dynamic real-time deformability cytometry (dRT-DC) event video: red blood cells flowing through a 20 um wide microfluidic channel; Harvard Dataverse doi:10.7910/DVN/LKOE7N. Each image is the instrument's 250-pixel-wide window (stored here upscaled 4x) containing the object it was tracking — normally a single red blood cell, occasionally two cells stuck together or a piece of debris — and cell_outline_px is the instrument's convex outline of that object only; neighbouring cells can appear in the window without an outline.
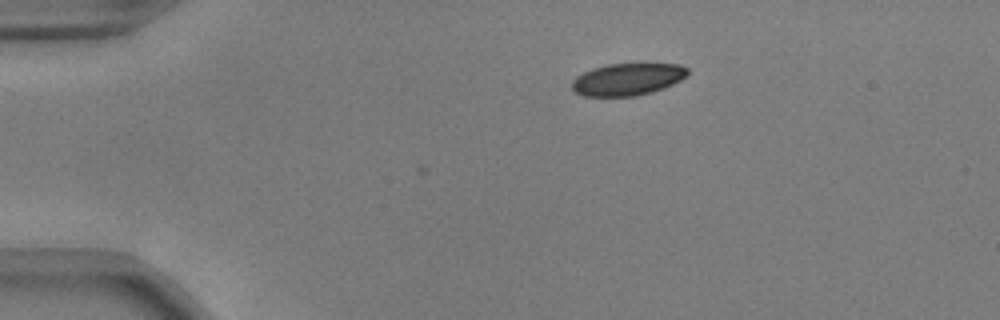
{"species": "common noctule bat (a hibernating species)", "species_latin": "Nyctalus noctula", "temperature_condition": "warm", "stored_images_in_passage": 2, "camera_frame_rate_fps": 3000, "um_per_image_px": 0.085, "animal": {"sex": "male", "body_mass_g": 17.9, "forearm_length_mm": 54.2}, "frame": {"image": 1, "passage_image": 2, "time_ms": 0.333, "image_size_px": [1000, 320], "cell_outline_px": [[688, 72], [680, 80], [664, 88], [652, 92], [636, 96], [584, 96], [576, 92], [572, 88], [572, 80], [576, 76], [592, 68], [608, 64], [680, 64], [688, 68]], "centroid_in_image_um": [53.32, 6.74], "position_along_channel_um": 31.7, "area_um2": 21.56}}